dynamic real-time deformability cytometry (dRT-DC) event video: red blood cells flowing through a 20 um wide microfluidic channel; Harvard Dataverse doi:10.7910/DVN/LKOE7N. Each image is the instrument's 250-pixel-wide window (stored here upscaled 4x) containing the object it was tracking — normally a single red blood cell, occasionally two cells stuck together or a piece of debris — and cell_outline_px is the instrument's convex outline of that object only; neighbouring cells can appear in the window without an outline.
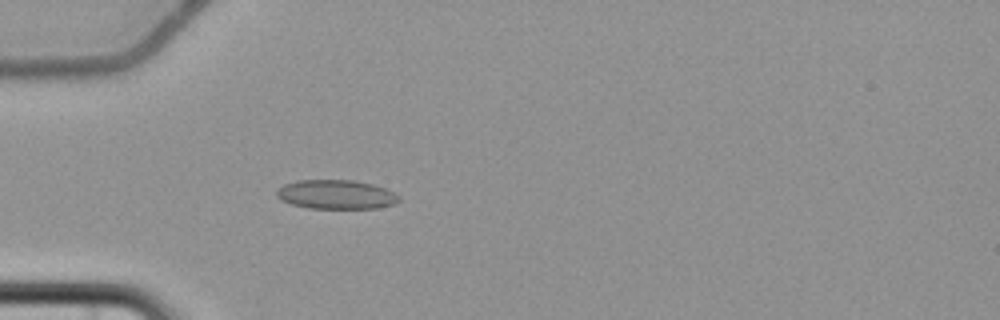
{"species": "common noctule bat (a hibernating species)", "species_latin": "Nyctalus noctula", "temperature_condition": "cold", "stored_images_in_passage": 6, "camera_frame_rate_fps": 3000, "um_per_image_px": 0.085, "animal": {"sex": "female", "body_mass_g": 22.7, "forearm_length_mm": 54.2}, "frame": {"image": 1, "passage_image": 6, "time_ms": 6.0, "image_size_px": [1000, 320], "cell_outline_px": [[400, 200], [396, 204], [376, 208], [308, 208], [292, 204], [280, 200], [276, 196], [276, 192], [284, 184], [296, 180], [352, 180], [372, 184], [396, 192], [400, 196]], "centroid_in_image_um": [28.59, 16.53], "position_along_channel_um": 56.4, "area_um2": 20.87}}